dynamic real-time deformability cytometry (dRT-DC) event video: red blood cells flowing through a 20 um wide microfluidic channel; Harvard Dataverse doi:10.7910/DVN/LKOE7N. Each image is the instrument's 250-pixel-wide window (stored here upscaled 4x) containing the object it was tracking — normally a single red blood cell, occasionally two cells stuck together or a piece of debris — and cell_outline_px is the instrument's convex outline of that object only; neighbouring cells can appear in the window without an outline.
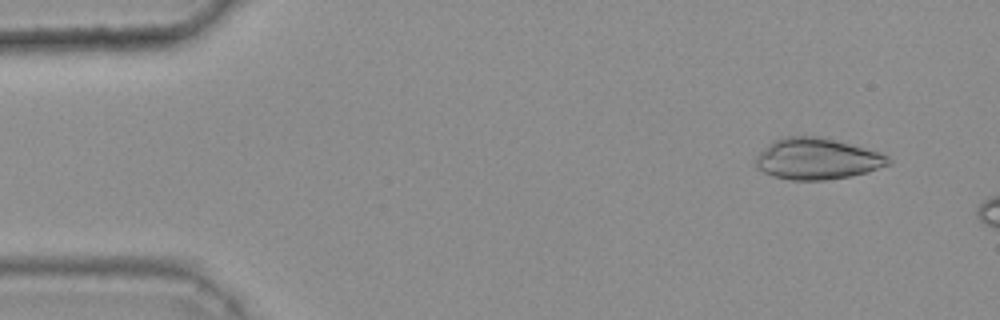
{"species": "common noctule bat (a hibernating species)", "species_latin": "Nyctalus noctula", "temperature_condition": "warm", "stored_images_in_passage": 9, "camera_frame_rate_fps": 3000, "um_per_image_px": 0.085, "animal": {"sex": "female", "body_mass_g": 25.1}, "frame": {"image": 1, "passage_image": 4, "time_ms": 1.0, "image_size_px": [1000, 320], "cell_outline_px": [[892, 164], [868, 172], [852, 176], [824, 180], [792, 180], [772, 176], [756, 168], [756, 156], [772, 140], [784, 136], [820, 136], [880, 152], [888, 156], [892, 160]], "centroid_in_image_um": [69.46, 13.5], "position_along_channel_um": 15.5, "area_um2": 32.14}}